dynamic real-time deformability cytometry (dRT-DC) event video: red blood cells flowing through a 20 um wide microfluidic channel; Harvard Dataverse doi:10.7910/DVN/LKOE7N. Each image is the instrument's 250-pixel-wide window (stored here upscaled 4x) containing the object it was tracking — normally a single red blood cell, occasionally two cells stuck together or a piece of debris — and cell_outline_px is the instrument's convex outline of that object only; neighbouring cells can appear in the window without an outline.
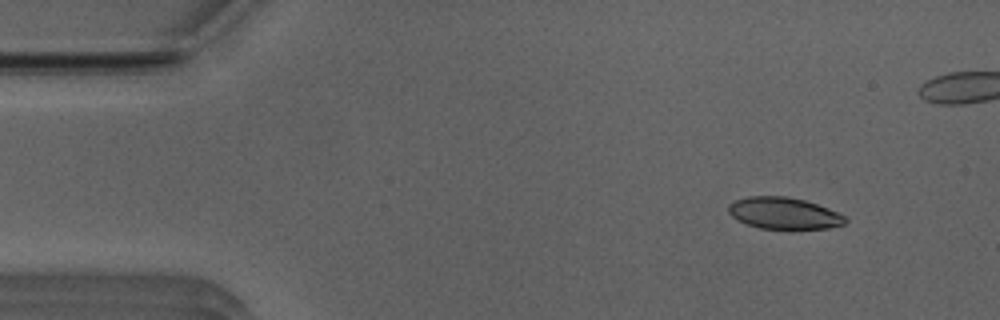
{"species": "Egyptian fruit bat (a non-hibernating species)", "species_latin": "Rousettus aegyptiacus", "temperature_condition": "room temperature", "stored_images_in_passage": 48, "camera_frame_rate_fps": 3000, "um_per_image_px": 0.085, "animal": {"sex": "male"}, "frame": {"image": 1, "passage_image": 1, "time_ms": 0.0, "image_size_px": [1000, 320], "cell_outline_px": [[848, 220], [844, 224], [828, 228], [788, 232], [760, 228], [748, 224], [732, 216], [728, 212], [728, 204], [736, 200], [748, 196], [788, 196], [804, 200], [828, 208], [844, 216]], "centroid_in_image_um": [66.65, 18.17], "position_along_channel_um": 18.3, "area_um2": 22.2}}
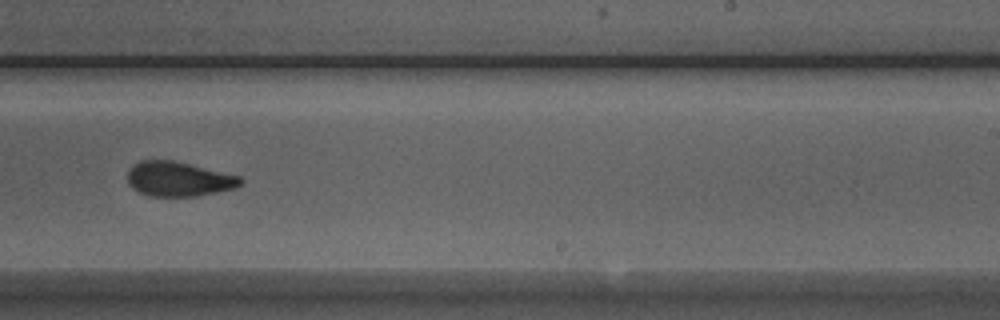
{"frame": {"image": 2, "passage_image": 27, "time_ms": 8.667, "image_size_px": [1000, 320], "cell_outline_px": [[244, 180], [236, 188], [196, 196], [152, 196], [140, 192], [132, 188], [128, 184], [128, 168], [132, 164], [140, 160], [172, 160], [240, 176]], "centroid_in_image_um": [15.15, 15.21], "position_along_channel_um": 273.8, "area_um2": 22.77}}
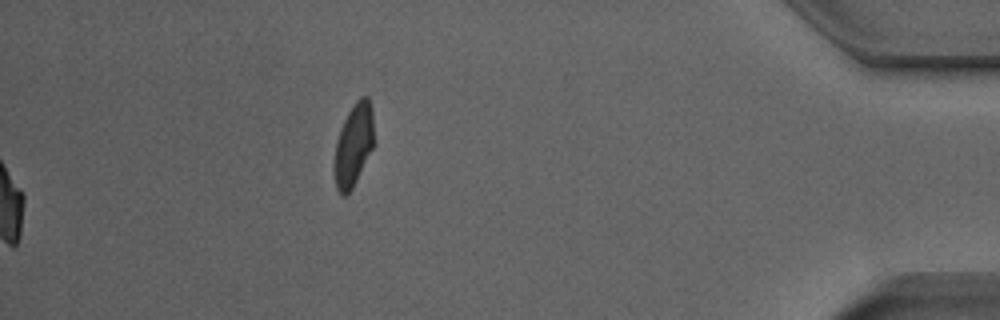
{"frame": {"image": 3, "passage_image": 48, "time_ms": 15.667, "image_size_px": [1000, 320], "cell_outline_px": [[372, 148], [352, 188], [344, 196], [340, 196], [336, 188], [336, 140], [340, 128], [348, 112], [356, 100], [360, 96], [368, 96], [372, 108]], "centroid_in_image_um": [30.05, 12.27], "position_along_channel_um": 405.1, "area_um2": 18.32}, "authors_computed_cell_mechanics": {"area_um2": 23.0333, "velocity_mm_per_s": 3.9507, "shape_relaxation_time_tau1_ms": 4.2066, "shape_relaxation_time_tau2_ms": 1.3827, "deformation_change_tau1": 0.144, "deformation_change_tau2": 0.0734}}